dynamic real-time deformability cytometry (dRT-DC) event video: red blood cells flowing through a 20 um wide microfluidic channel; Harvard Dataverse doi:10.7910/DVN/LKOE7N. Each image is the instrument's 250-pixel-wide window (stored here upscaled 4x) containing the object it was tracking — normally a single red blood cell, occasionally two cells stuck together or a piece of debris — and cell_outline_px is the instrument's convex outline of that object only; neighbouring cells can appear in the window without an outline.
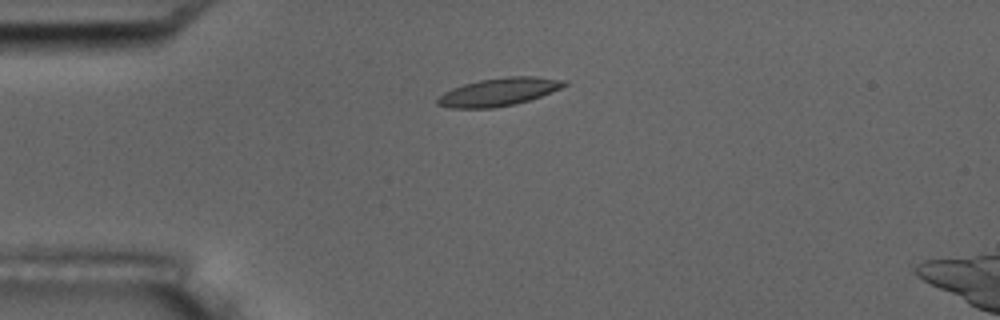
{"species": "common noctule bat (a hibernating species)", "species_latin": "Nyctalus noctula", "temperature_condition": "room temperature", "stored_images_in_passage": 2, "camera_frame_rate_fps": 3000, "um_per_image_px": 0.085, "animal": {"sex": "male", "body_mass_g": 17.5, "forearm_length_mm": 52.3}, "frame": {"image": 1, "passage_image": 1, "time_ms": 0.0, "image_size_px": [1000, 320], "cell_outline_px": [[568, 84], [560, 88], [540, 96], [528, 100], [512, 104], [492, 108], [452, 108], [436, 104], [436, 100], [444, 92], [452, 88], [464, 84], [480, 80], [508, 76], [536, 76], [568, 80]], "centroid_in_image_um": [42.4, 7.8], "position_along_channel_um": 42.6, "area_um2": 20.46}}